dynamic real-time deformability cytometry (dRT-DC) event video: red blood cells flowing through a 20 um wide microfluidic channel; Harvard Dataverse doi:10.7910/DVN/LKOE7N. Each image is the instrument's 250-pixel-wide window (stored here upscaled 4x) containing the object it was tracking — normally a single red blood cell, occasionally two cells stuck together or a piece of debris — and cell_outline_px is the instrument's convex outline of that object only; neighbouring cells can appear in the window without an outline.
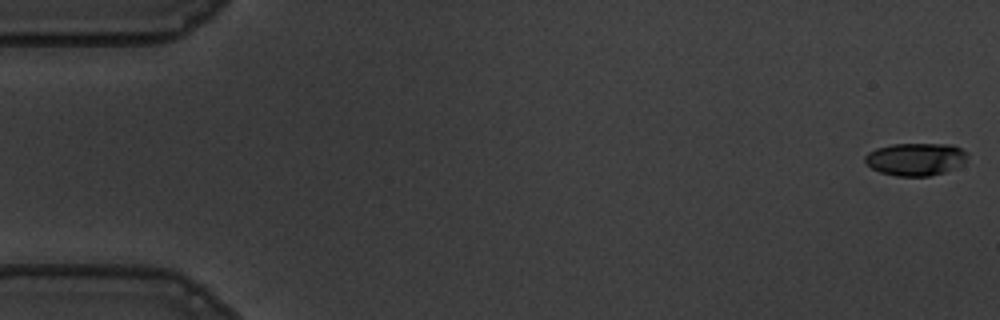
{"species": "common noctule bat (a hibernating species)", "species_latin": "Nyctalus noctula", "temperature_condition": "warm", "stored_images_in_passage": 56, "camera_frame_rate_fps": 3000, "um_per_image_px": 0.085, "animal": {"sex": "male", "body_mass_g": 19.5, "forearm_length_mm": 54.6}, "frame": {"image": 1, "passage_image": 1, "time_ms": 0.0, "image_size_px": [1000, 320], "cell_outline_px": [[968, 156], [964, 164], [956, 168], [944, 172], [928, 176], [896, 176], [880, 172], [872, 168], [864, 160], [864, 156], [868, 152], [876, 148], [892, 144], [952, 144], [968, 152]], "centroid_in_image_um": [77.86, 13.52], "position_along_channel_um": 7.1, "area_um2": 19.65}}
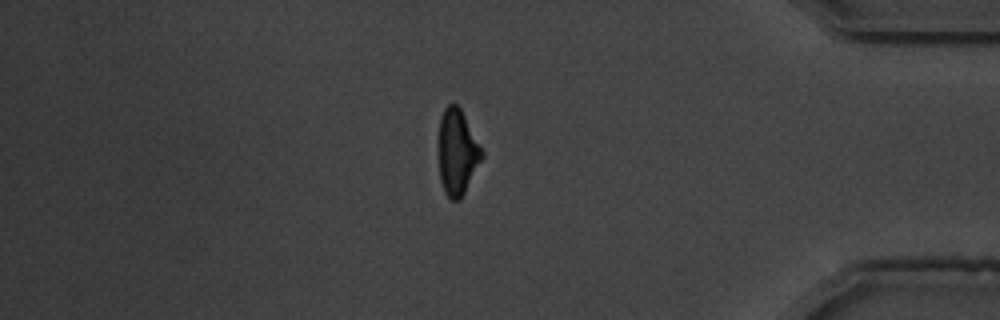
{"frame": {"image": 2, "passage_image": 48, "time_ms": 15.667, "image_size_px": [1000, 320], "cell_outline_px": [[484, 156], [460, 200], [452, 200], [444, 192], [440, 180], [440, 116], [444, 108], [448, 104], [456, 104], [460, 108], [484, 152]], "centroid_in_image_um": [38.88, 12.94], "position_along_channel_um": 396.3, "area_um2": 21.21}}
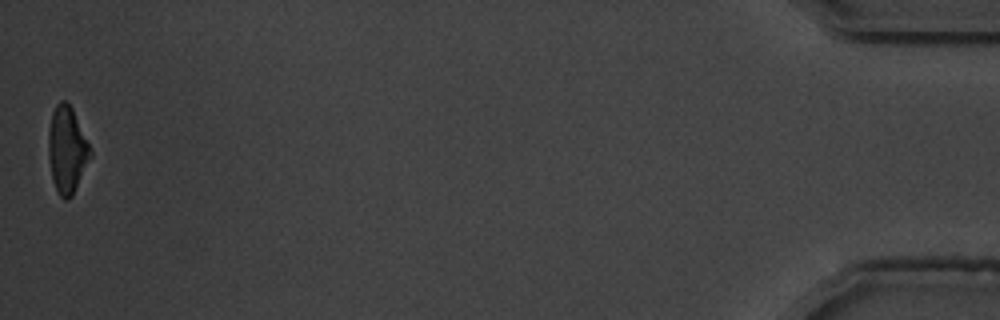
{"frame": {"image": 3, "passage_image": 56, "time_ms": 18.333, "image_size_px": [1000, 320], "cell_outline_px": [[92, 156], [72, 196], [68, 200], [64, 200], [60, 196], [52, 180], [48, 156], [48, 132], [52, 112], [56, 104], [60, 100], [64, 100], [72, 108], [92, 152]], "centroid_in_image_um": [5.68, 12.75], "position_along_channel_um": 429.5, "area_um2": 21.1}, "authors_computed_cell_mechanics": {"area_um2": 21.9062, "velocity_mm_per_s": 3.6128, "shape_relaxation_time_tau1_ms": 4.2283, "shape_relaxation_time_tau2_ms": 3.7804, "deformation_change_tau1": 0.1775, "deformation_change_tau2": 0.1408}}